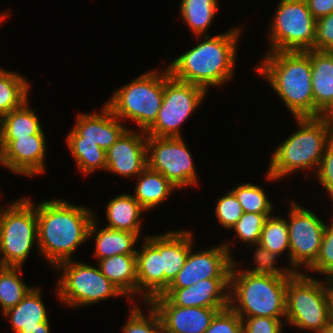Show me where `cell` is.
<instances>
[{"instance_id":"cell-1","label":"cell","mask_w":333,"mask_h":333,"mask_svg":"<svg viewBox=\"0 0 333 333\" xmlns=\"http://www.w3.org/2000/svg\"><path fill=\"white\" fill-rule=\"evenodd\" d=\"M38 253L55 268L89 239L94 212L64 199L36 203Z\"/></svg>"},{"instance_id":"cell-2","label":"cell","mask_w":333,"mask_h":333,"mask_svg":"<svg viewBox=\"0 0 333 333\" xmlns=\"http://www.w3.org/2000/svg\"><path fill=\"white\" fill-rule=\"evenodd\" d=\"M241 28H230L226 33L216 36L207 34L201 43L168 64L172 78L208 88L219 87L234 77L237 58V44Z\"/></svg>"},{"instance_id":"cell-3","label":"cell","mask_w":333,"mask_h":333,"mask_svg":"<svg viewBox=\"0 0 333 333\" xmlns=\"http://www.w3.org/2000/svg\"><path fill=\"white\" fill-rule=\"evenodd\" d=\"M254 70L284 101L292 117H314L311 60L306 51L267 52Z\"/></svg>"},{"instance_id":"cell-4","label":"cell","mask_w":333,"mask_h":333,"mask_svg":"<svg viewBox=\"0 0 333 333\" xmlns=\"http://www.w3.org/2000/svg\"><path fill=\"white\" fill-rule=\"evenodd\" d=\"M294 119L298 129L272 153L265 175L268 180L277 181L307 169L316 173L326 146L333 140L332 127L322 116Z\"/></svg>"},{"instance_id":"cell-5","label":"cell","mask_w":333,"mask_h":333,"mask_svg":"<svg viewBox=\"0 0 333 333\" xmlns=\"http://www.w3.org/2000/svg\"><path fill=\"white\" fill-rule=\"evenodd\" d=\"M238 265L233 258L229 277V307L241 319L265 316L285 321L286 289L291 276H254L240 272Z\"/></svg>"},{"instance_id":"cell-6","label":"cell","mask_w":333,"mask_h":333,"mask_svg":"<svg viewBox=\"0 0 333 333\" xmlns=\"http://www.w3.org/2000/svg\"><path fill=\"white\" fill-rule=\"evenodd\" d=\"M118 89L105 104L123 122L134 121L139 131H146L156 120L162 104L164 70H149Z\"/></svg>"},{"instance_id":"cell-7","label":"cell","mask_w":333,"mask_h":333,"mask_svg":"<svg viewBox=\"0 0 333 333\" xmlns=\"http://www.w3.org/2000/svg\"><path fill=\"white\" fill-rule=\"evenodd\" d=\"M38 245L36 204L28 197L0 206V265L20 266Z\"/></svg>"},{"instance_id":"cell-8","label":"cell","mask_w":333,"mask_h":333,"mask_svg":"<svg viewBox=\"0 0 333 333\" xmlns=\"http://www.w3.org/2000/svg\"><path fill=\"white\" fill-rule=\"evenodd\" d=\"M55 270L61 271L56 288L57 297L67 306H88L124 295L101 273L98 266L77 262L72 258L59 263Z\"/></svg>"},{"instance_id":"cell-9","label":"cell","mask_w":333,"mask_h":333,"mask_svg":"<svg viewBox=\"0 0 333 333\" xmlns=\"http://www.w3.org/2000/svg\"><path fill=\"white\" fill-rule=\"evenodd\" d=\"M329 322L326 294L322 280L306 272H295L286 289L285 324L322 333Z\"/></svg>"},{"instance_id":"cell-10","label":"cell","mask_w":333,"mask_h":333,"mask_svg":"<svg viewBox=\"0 0 333 333\" xmlns=\"http://www.w3.org/2000/svg\"><path fill=\"white\" fill-rule=\"evenodd\" d=\"M273 17L268 52L314 50L316 20L305 0H280Z\"/></svg>"},{"instance_id":"cell-11","label":"cell","mask_w":333,"mask_h":333,"mask_svg":"<svg viewBox=\"0 0 333 333\" xmlns=\"http://www.w3.org/2000/svg\"><path fill=\"white\" fill-rule=\"evenodd\" d=\"M207 91L199 85L172 78L164 68V93L158 116L145 131L147 136L183 137L180 126L206 99Z\"/></svg>"},{"instance_id":"cell-12","label":"cell","mask_w":333,"mask_h":333,"mask_svg":"<svg viewBox=\"0 0 333 333\" xmlns=\"http://www.w3.org/2000/svg\"><path fill=\"white\" fill-rule=\"evenodd\" d=\"M183 137L147 136V167L164 175L177 189L198 185L192 154Z\"/></svg>"},{"instance_id":"cell-13","label":"cell","mask_w":333,"mask_h":333,"mask_svg":"<svg viewBox=\"0 0 333 333\" xmlns=\"http://www.w3.org/2000/svg\"><path fill=\"white\" fill-rule=\"evenodd\" d=\"M290 201L289 220L286 218L290 242V268L294 272H304L300 268L308 269L318 257L327 224L312 211L298 205L295 200Z\"/></svg>"},{"instance_id":"cell-14","label":"cell","mask_w":333,"mask_h":333,"mask_svg":"<svg viewBox=\"0 0 333 333\" xmlns=\"http://www.w3.org/2000/svg\"><path fill=\"white\" fill-rule=\"evenodd\" d=\"M230 243L225 241L201 252H194L192 246L185 265L168 288H185L209 278H229L233 264Z\"/></svg>"},{"instance_id":"cell-15","label":"cell","mask_w":333,"mask_h":333,"mask_svg":"<svg viewBox=\"0 0 333 333\" xmlns=\"http://www.w3.org/2000/svg\"><path fill=\"white\" fill-rule=\"evenodd\" d=\"M45 139L43 129L28 137H0L1 165L19 176L41 175L46 164Z\"/></svg>"},{"instance_id":"cell-16","label":"cell","mask_w":333,"mask_h":333,"mask_svg":"<svg viewBox=\"0 0 333 333\" xmlns=\"http://www.w3.org/2000/svg\"><path fill=\"white\" fill-rule=\"evenodd\" d=\"M137 132V133H136ZM127 129L105 151L106 171L126 178H136L147 167V135Z\"/></svg>"},{"instance_id":"cell-17","label":"cell","mask_w":333,"mask_h":333,"mask_svg":"<svg viewBox=\"0 0 333 333\" xmlns=\"http://www.w3.org/2000/svg\"><path fill=\"white\" fill-rule=\"evenodd\" d=\"M150 303L159 313L164 333H204L216 313L225 309L179 307L162 295L154 297Z\"/></svg>"},{"instance_id":"cell-18","label":"cell","mask_w":333,"mask_h":333,"mask_svg":"<svg viewBox=\"0 0 333 333\" xmlns=\"http://www.w3.org/2000/svg\"><path fill=\"white\" fill-rule=\"evenodd\" d=\"M179 307H229V278H209L185 288H167L162 294Z\"/></svg>"},{"instance_id":"cell-19","label":"cell","mask_w":333,"mask_h":333,"mask_svg":"<svg viewBox=\"0 0 333 333\" xmlns=\"http://www.w3.org/2000/svg\"><path fill=\"white\" fill-rule=\"evenodd\" d=\"M101 112L80 113L72 128L83 141L96 142L106 151L128 129L122 120L116 117L111 109L104 103Z\"/></svg>"},{"instance_id":"cell-20","label":"cell","mask_w":333,"mask_h":333,"mask_svg":"<svg viewBox=\"0 0 333 333\" xmlns=\"http://www.w3.org/2000/svg\"><path fill=\"white\" fill-rule=\"evenodd\" d=\"M191 231H169L161 235L144 236L160 252L164 271V292L185 265L194 237Z\"/></svg>"},{"instance_id":"cell-21","label":"cell","mask_w":333,"mask_h":333,"mask_svg":"<svg viewBox=\"0 0 333 333\" xmlns=\"http://www.w3.org/2000/svg\"><path fill=\"white\" fill-rule=\"evenodd\" d=\"M143 240L136 251V269L137 294L145 303L164 293V271L159 250L146 237Z\"/></svg>"},{"instance_id":"cell-22","label":"cell","mask_w":333,"mask_h":333,"mask_svg":"<svg viewBox=\"0 0 333 333\" xmlns=\"http://www.w3.org/2000/svg\"><path fill=\"white\" fill-rule=\"evenodd\" d=\"M306 52L311 60L314 117H320L333 104V51Z\"/></svg>"},{"instance_id":"cell-23","label":"cell","mask_w":333,"mask_h":333,"mask_svg":"<svg viewBox=\"0 0 333 333\" xmlns=\"http://www.w3.org/2000/svg\"><path fill=\"white\" fill-rule=\"evenodd\" d=\"M40 290L33 286L16 306L3 313L15 333H32L36 329H43V322L49 320Z\"/></svg>"},{"instance_id":"cell-24","label":"cell","mask_w":333,"mask_h":333,"mask_svg":"<svg viewBox=\"0 0 333 333\" xmlns=\"http://www.w3.org/2000/svg\"><path fill=\"white\" fill-rule=\"evenodd\" d=\"M98 222L95 216L89 229V239L94 237L96 241L93 254L97 261L119 254H136L134 246L140 238L136 233L108 227L100 229Z\"/></svg>"},{"instance_id":"cell-25","label":"cell","mask_w":333,"mask_h":333,"mask_svg":"<svg viewBox=\"0 0 333 333\" xmlns=\"http://www.w3.org/2000/svg\"><path fill=\"white\" fill-rule=\"evenodd\" d=\"M97 262L101 273L133 301L137 296L136 254L114 255Z\"/></svg>"},{"instance_id":"cell-26","label":"cell","mask_w":333,"mask_h":333,"mask_svg":"<svg viewBox=\"0 0 333 333\" xmlns=\"http://www.w3.org/2000/svg\"><path fill=\"white\" fill-rule=\"evenodd\" d=\"M146 211L129 193L120 194L109 200L106 205L105 227L136 233L140 237L141 214Z\"/></svg>"},{"instance_id":"cell-27","label":"cell","mask_w":333,"mask_h":333,"mask_svg":"<svg viewBox=\"0 0 333 333\" xmlns=\"http://www.w3.org/2000/svg\"><path fill=\"white\" fill-rule=\"evenodd\" d=\"M136 179L133 196L146 211L162 204L177 189L164 175L148 167Z\"/></svg>"},{"instance_id":"cell-28","label":"cell","mask_w":333,"mask_h":333,"mask_svg":"<svg viewBox=\"0 0 333 333\" xmlns=\"http://www.w3.org/2000/svg\"><path fill=\"white\" fill-rule=\"evenodd\" d=\"M65 140L80 173L86 176L98 169L106 170V153L96 142L83 141L73 129Z\"/></svg>"},{"instance_id":"cell-29","label":"cell","mask_w":333,"mask_h":333,"mask_svg":"<svg viewBox=\"0 0 333 333\" xmlns=\"http://www.w3.org/2000/svg\"><path fill=\"white\" fill-rule=\"evenodd\" d=\"M29 89L30 84L24 76L0 68V119L28 100Z\"/></svg>"},{"instance_id":"cell-30","label":"cell","mask_w":333,"mask_h":333,"mask_svg":"<svg viewBox=\"0 0 333 333\" xmlns=\"http://www.w3.org/2000/svg\"><path fill=\"white\" fill-rule=\"evenodd\" d=\"M219 0H181L180 14L192 33L202 37L217 15Z\"/></svg>"},{"instance_id":"cell-31","label":"cell","mask_w":333,"mask_h":333,"mask_svg":"<svg viewBox=\"0 0 333 333\" xmlns=\"http://www.w3.org/2000/svg\"><path fill=\"white\" fill-rule=\"evenodd\" d=\"M29 106L28 99L0 119V137H28L42 130L37 114Z\"/></svg>"},{"instance_id":"cell-32","label":"cell","mask_w":333,"mask_h":333,"mask_svg":"<svg viewBox=\"0 0 333 333\" xmlns=\"http://www.w3.org/2000/svg\"><path fill=\"white\" fill-rule=\"evenodd\" d=\"M22 267L0 265V307L3 313L16 306L33 288L22 279Z\"/></svg>"},{"instance_id":"cell-33","label":"cell","mask_w":333,"mask_h":333,"mask_svg":"<svg viewBox=\"0 0 333 333\" xmlns=\"http://www.w3.org/2000/svg\"><path fill=\"white\" fill-rule=\"evenodd\" d=\"M259 244L279 256L286 253L287 250L290 263L289 230L286 219L280 216L275 217L273 214L268 216L261 232Z\"/></svg>"},{"instance_id":"cell-34","label":"cell","mask_w":333,"mask_h":333,"mask_svg":"<svg viewBox=\"0 0 333 333\" xmlns=\"http://www.w3.org/2000/svg\"><path fill=\"white\" fill-rule=\"evenodd\" d=\"M231 191L237 197L243 212L273 214L274 204L260 186L243 182Z\"/></svg>"},{"instance_id":"cell-35","label":"cell","mask_w":333,"mask_h":333,"mask_svg":"<svg viewBox=\"0 0 333 333\" xmlns=\"http://www.w3.org/2000/svg\"><path fill=\"white\" fill-rule=\"evenodd\" d=\"M131 309L127 323L123 325V333H164L163 325L159 313L150 302L147 305V316L139 307L140 305L131 303Z\"/></svg>"},{"instance_id":"cell-36","label":"cell","mask_w":333,"mask_h":333,"mask_svg":"<svg viewBox=\"0 0 333 333\" xmlns=\"http://www.w3.org/2000/svg\"><path fill=\"white\" fill-rule=\"evenodd\" d=\"M256 249L254 252L253 263H256L254 268L251 269H240V272H244L247 274H252L254 276L260 277H271V276H292L295 272L288 267H277L275 263H277V259H279V255L270 252L268 249L263 248L259 243L253 244ZM276 265V266H275Z\"/></svg>"},{"instance_id":"cell-37","label":"cell","mask_w":333,"mask_h":333,"mask_svg":"<svg viewBox=\"0 0 333 333\" xmlns=\"http://www.w3.org/2000/svg\"><path fill=\"white\" fill-rule=\"evenodd\" d=\"M272 214L244 212L237 223L231 228L241 242L252 245L258 244L261 232L268 216Z\"/></svg>"},{"instance_id":"cell-38","label":"cell","mask_w":333,"mask_h":333,"mask_svg":"<svg viewBox=\"0 0 333 333\" xmlns=\"http://www.w3.org/2000/svg\"><path fill=\"white\" fill-rule=\"evenodd\" d=\"M216 203L215 213L218 222L224 228L231 230L244 213L242 206L231 190L218 198Z\"/></svg>"},{"instance_id":"cell-39","label":"cell","mask_w":333,"mask_h":333,"mask_svg":"<svg viewBox=\"0 0 333 333\" xmlns=\"http://www.w3.org/2000/svg\"><path fill=\"white\" fill-rule=\"evenodd\" d=\"M307 270L333 276V228L329 223L325 226L318 257Z\"/></svg>"},{"instance_id":"cell-40","label":"cell","mask_w":333,"mask_h":333,"mask_svg":"<svg viewBox=\"0 0 333 333\" xmlns=\"http://www.w3.org/2000/svg\"><path fill=\"white\" fill-rule=\"evenodd\" d=\"M204 333H242V319L227 307L216 313Z\"/></svg>"},{"instance_id":"cell-41","label":"cell","mask_w":333,"mask_h":333,"mask_svg":"<svg viewBox=\"0 0 333 333\" xmlns=\"http://www.w3.org/2000/svg\"><path fill=\"white\" fill-rule=\"evenodd\" d=\"M284 323V320L273 317L244 318L242 319V333H281Z\"/></svg>"},{"instance_id":"cell-42","label":"cell","mask_w":333,"mask_h":333,"mask_svg":"<svg viewBox=\"0 0 333 333\" xmlns=\"http://www.w3.org/2000/svg\"><path fill=\"white\" fill-rule=\"evenodd\" d=\"M314 50L333 51V12L316 20Z\"/></svg>"},{"instance_id":"cell-43","label":"cell","mask_w":333,"mask_h":333,"mask_svg":"<svg viewBox=\"0 0 333 333\" xmlns=\"http://www.w3.org/2000/svg\"><path fill=\"white\" fill-rule=\"evenodd\" d=\"M316 175L330 198H333V140L325 148Z\"/></svg>"},{"instance_id":"cell-44","label":"cell","mask_w":333,"mask_h":333,"mask_svg":"<svg viewBox=\"0 0 333 333\" xmlns=\"http://www.w3.org/2000/svg\"><path fill=\"white\" fill-rule=\"evenodd\" d=\"M315 20L333 12V0H305Z\"/></svg>"},{"instance_id":"cell-45","label":"cell","mask_w":333,"mask_h":333,"mask_svg":"<svg viewBox=\"0 0 333 333\" xmlns=\"http://www.w3.org/2000/svg\"><path fill=\"white\" fill-rule=\"evenodd\" d=\"M326 294L329 320H333V277L326 276V282L323 283Z\"/></svg>"},{"instance_id":"cell-46","label":"cell","mask_w":333,"mask_h":333,"mask_svg":"<svg viewBox=\"0 0 333 333\" xmlns=\"http://www.w3.org/2000/svg\"><path fill=\"white\" fill-rule=\"evenodd\" d=\"M322 117L328 122L333 130V104L331 107L322 115Z\"/></svg>"},{"instance_id":"cell-47","label":"cell","mask_w":333,"mask_h":333,"mask_svg":"<svg viewBox=\"0 0 333 333\" xmlns=\"http://www.w3.org/2000/svg\"><path fill=\"white\" fill-rule=\"evenodd\" d=\"M49 320L46 322H43V329H36L32 333H50V326H49Z\"/></svg>"},{"instance_id":"cell-48","label":"cell","mask_w":333,"mask_h":333,"mask_svg":"<svg viewBox=\"0 0 333 333\" xmlns=\"http://www.w3.org/2000/svg\"><path fill=\"white\" fill-rule=\"evenodd\" d=\"M322 333H333V320H329Z\"/></svg>"},{"instance_id":"cell-49","label":"cell","mask_w":333,"mask_h":333,"mask_svg":"<svg viewBox=\"0 0 333 333\" xmlns=\"http://www.w3.org/2000/svg\"><path fill=\"white\" fill-rule=\"evenodd\" d=\"M9 12H4L0 13V23H2V21H4L5 18L9 17Z\"/></svg>"},{"instance_id":"cell-50","label":"cell","mask_w":333,"mask_h":333,"mask_svg":"<svg viewBox=\"0 0 333 333\" xmlns=\"http://www.w3.org/2000/svg\"><path fill=\"white\" fill-rule=\"evenodd\" d=\"M332 199V201H333V198H331ZM332 216H333V214H332ZM333 218V217H332ZM332 228H333V219H331V223L329 224Z\"/></svg>"}]
</instances>
